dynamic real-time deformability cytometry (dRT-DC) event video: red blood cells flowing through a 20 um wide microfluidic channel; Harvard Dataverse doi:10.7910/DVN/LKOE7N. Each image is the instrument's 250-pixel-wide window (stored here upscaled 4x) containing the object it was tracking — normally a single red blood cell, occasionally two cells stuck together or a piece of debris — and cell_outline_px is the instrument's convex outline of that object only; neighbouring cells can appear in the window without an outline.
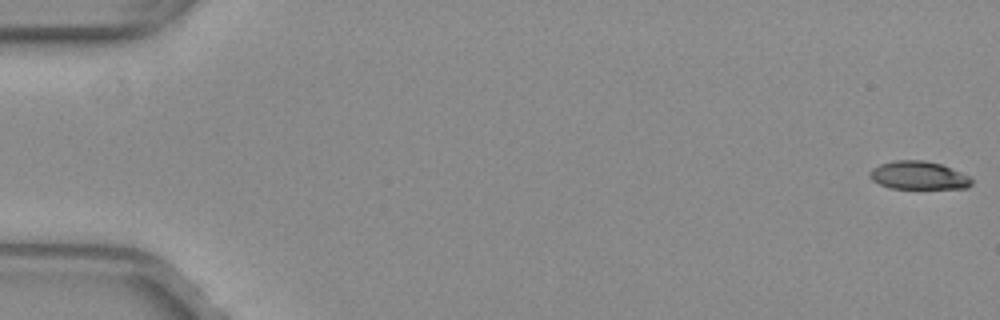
{"species": "common noctule bat (a hibernating species)", "species_latin": "Nyctalus noctula", "temperature_condition": "warm", "stored_images_in_passage": 18, "camera_frame_rate_fps": 3000, "um_per_image_px": 0.085, "animal": {"sex": "female", "body_mass_g": 29.2, "forearm_length_mm": 56.3}, "frame": {"image": 1, "passage_image": 1, "time_ms": 0.0, "image_size_px": [1000, 320], "cell_outline_px": [[972, 184], [968, 188], [888, 188], [872, 180], [868, 176], [868, 172], [872, 168], [880, 164], [892, 160], [924, 160], [940, 164], [972, 176]], "centroid_in_image_um": [78.07, 14.9], "position_along_channel_um": 6.9, "area_um2": 16.88}}
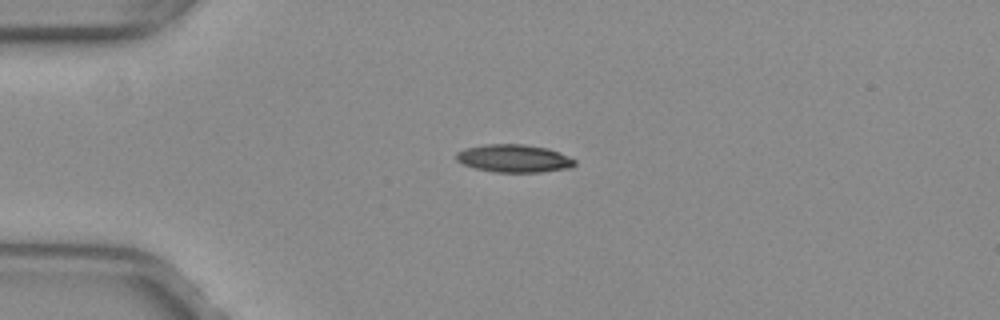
{"frame": {"image": 2, "passage_image": 14, "time_ms": 4.333, "image_size_px": [1000, 320], "cell_outline_px": [[576, 164], [572, 168], [540, 172], [496, 172], [476, 168], [464, 164], [456, 160], [456, 152], [464, 148], [484, 144], [524, 144], [548, 148], [568, 156], [576, 160]], "centroid_in_image_um": [43.7, 13.46], "position_along_channel_um": 41.3, "area_um2": 19.31}}